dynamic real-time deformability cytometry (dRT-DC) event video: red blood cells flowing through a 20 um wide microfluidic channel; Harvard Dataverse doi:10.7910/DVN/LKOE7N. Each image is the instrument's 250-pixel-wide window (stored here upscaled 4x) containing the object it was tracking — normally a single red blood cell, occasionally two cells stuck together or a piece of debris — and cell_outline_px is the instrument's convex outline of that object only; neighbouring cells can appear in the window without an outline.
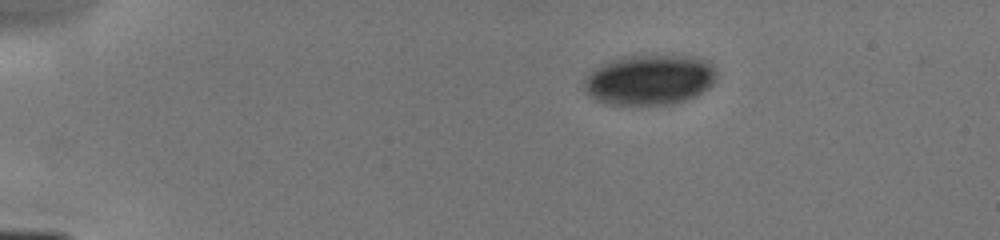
{"species": "human", "species_latin": "Homo sapiens", "temperature_condition": "cold", "stored_images_in_passage": 9, "camera_frame_rate_fps": 3000, "um_per_image_px": 0.085, "donor": {"sex": "male"}, "frame": {"image": 1, "passage_image": 1, "time_ms": 0.0, "image_size_px": [1000, 240], "cell_outline_px": [[716, 80], [708, 88], [684, 100], [668, 104], [608, 104], [596, 100], [584, 88], [584, 80], [588, 72], [600, 64], [608, 60], [624, 56], [672, 52], [700, 56], [708, 60], [712, 64], [716, 72]], "centroid_in_image_um": [55.24, 6.69], "position_along_channel_um": 29.8, "area_um2": 39.88}}
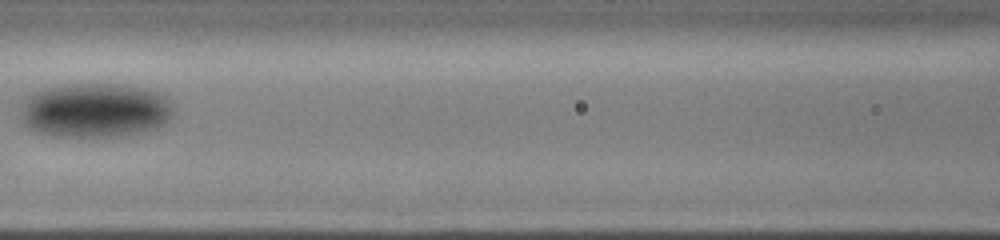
{"frame": {"image": 2, "passage_image": 6, "time_ms": 5.0, "image_size_px": [1000, 240], "cell_outline_px": [[172, 116], [164, 124], [156, 128], [140, 132], [120, 136], [52, 136], [36, 132], [28, 128], [24, 124], [20, 116], [20, 100], [24, 96], [32, 92], [44, 88], [64, 84], [128, 84], [144, 88], [156, 92], [164, 96], [172, 104]], "centroid_in_image_um": [8.0, 9.36], "position_along_channel_um": 158.6, "area_um2": 49.25}}
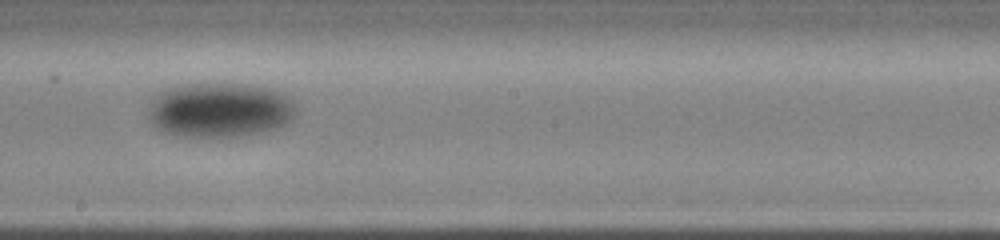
{"frame": {"image": 3, "passage_image": 8, "time_ms": 6.667, "image_size_px": [1000, 240], "cell_outline_px": [[296, 116], [292, 120], [276, 128], [252, 136], [180, 136], [164, 132], [156, 128], [144, 116], [152, 100], [160, 92], [168, 88], [184, 84], [240, 84], [268, 88], [280, 92], [288, 96], [296, 104]], "centroid_in_image_um": [18.67, 9.36], "position_along_channel_um": 229.5, "area_um2": 47.63}}